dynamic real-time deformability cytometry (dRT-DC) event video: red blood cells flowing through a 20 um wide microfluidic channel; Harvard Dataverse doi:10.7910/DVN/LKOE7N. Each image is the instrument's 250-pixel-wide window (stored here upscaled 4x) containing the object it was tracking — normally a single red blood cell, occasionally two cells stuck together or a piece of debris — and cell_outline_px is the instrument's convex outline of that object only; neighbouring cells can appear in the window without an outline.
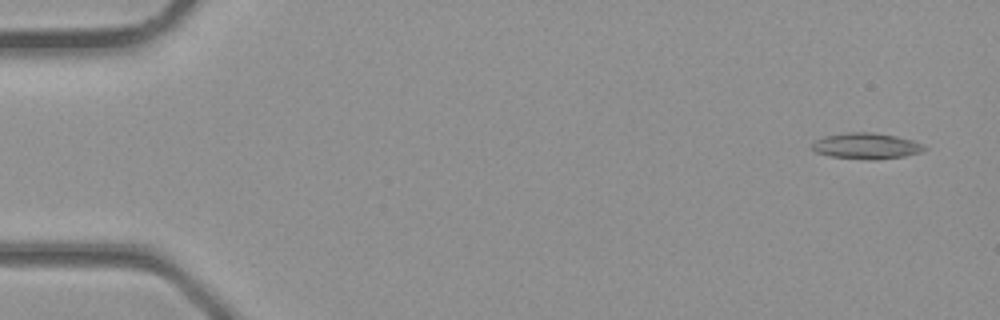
{"species": "common noctule bat (a hibernating species)", "species_latin": "Nyctalus noctula", "temperature_condition": "room temperature", "stored_images_in_passage": 4, "camera_frame_rate_fps": 3000, "um_per_image_px": 0.085, "animal": {"sex": "male", "body_mass_g": 23.1, "forearm_length_mm": 52.7}, "frame": {"image": 1, "passage_image": 1, "time_ms": 0.0, "image_size_px": [1000, 320], "cell_outline_px": [[928, 148], [920, 152], [904, 156], [872, 160], [868, 160], [832, 156], [816, 152], [812, 148], [812, 144], [816, 140], [824, 136], [848, 132], [872, 132], [896, 136], [912, 140], [924, 144]], "centroid_in_image_um": [73.66, 12.4], "position_along_channel_um": 11.3, "area_um2": 16.94}}
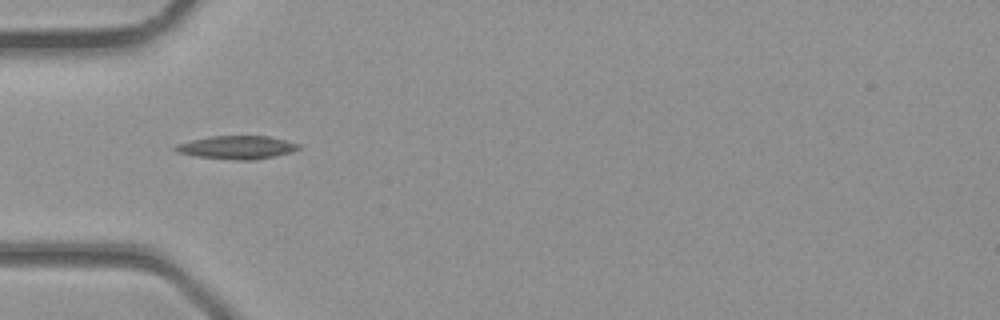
{"frame": {"image": 2, "passage_image": 4, "time_ms": 1.0, "image_size_px": [1000, 320], "cell_outline_px": [[300, 148], [292, 152], [252, 160], [236, 160], [196, 156], [176, 152], [172, 148], [176, 144], [192, 140], [212, 136], [268, 136], [300, 144]], "centroid_in_image_um": [20.11, 12.52], "position_along_channel_um": 64.9, "area_um2": 16.53}}